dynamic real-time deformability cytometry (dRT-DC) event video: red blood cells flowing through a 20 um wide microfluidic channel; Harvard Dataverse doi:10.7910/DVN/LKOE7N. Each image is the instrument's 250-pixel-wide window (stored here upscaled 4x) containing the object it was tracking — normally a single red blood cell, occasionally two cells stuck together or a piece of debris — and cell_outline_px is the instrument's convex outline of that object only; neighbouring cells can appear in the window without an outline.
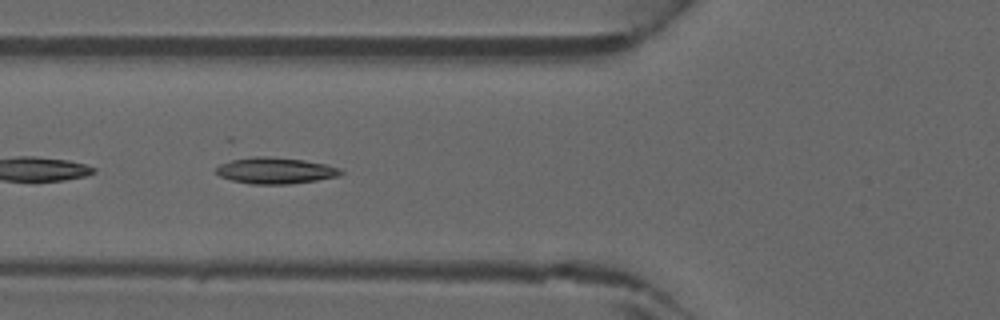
{"species": "common noctule bat (a hibernating species)", "species_latin": "Nyctalus noctula", "temperature_condition": "warm", "stored_images_in_passage": 18, "camera_frame_rate_fps": 3000, "um_per_image_px": 0.085, "animal": {"sex": "male", "forearm_length_mm": 52.5}, "frame": {"image": 1, "passage_image": 16, "time_ms": 5.0, "image_size_px": [1000, 320], "cell_outline_px": [[344, 172], [340, 176], [316, 180], [288, 184], [252, 184], [232, 180], [220, 176], [216, 172], [216, 168], [220, 164], [232, 160], [252, 156], [272, 156], [304, 160], [324, 164], [340, 168]], "centroid_in_image_um": [23.42, 14.49], "position_along_channel_um": 102.4, "area_um2": 19.07}}